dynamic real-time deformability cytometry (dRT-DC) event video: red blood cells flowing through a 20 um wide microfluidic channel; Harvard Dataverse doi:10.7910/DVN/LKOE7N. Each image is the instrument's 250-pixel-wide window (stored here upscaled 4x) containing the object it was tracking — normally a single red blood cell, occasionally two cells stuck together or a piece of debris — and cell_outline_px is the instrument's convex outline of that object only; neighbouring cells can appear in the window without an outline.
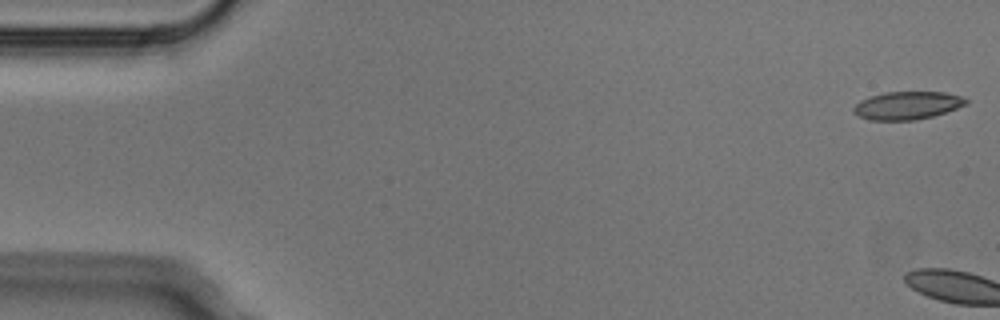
{"species": "Egyptian fruit bat (a non-hibernating species)", "species_latin": "Rousettus aegyptiacus", "temperature_condition": "cold", "stored_images_in_passage": 4, "camera_frame_rate_fps": 3000, "um_per_image_px": 0.085, "animal": {"sex": "male"}, "frame": {"image": 1, "passage_image": 1, "time_ms": 0.0, "image_size_px": [1000, 320], "cell_outline_px": [[968, 104], [932, 116], [916, 120], [868, 120], [852, 112], [852, 108], [860, 100], [884, 92], [944, 92], [960, 96], [968, 100]], "centroid_in_image_um": [77.09, 8.96], "position_along_channel_um": 7.9, "area_um2": 18.21}}